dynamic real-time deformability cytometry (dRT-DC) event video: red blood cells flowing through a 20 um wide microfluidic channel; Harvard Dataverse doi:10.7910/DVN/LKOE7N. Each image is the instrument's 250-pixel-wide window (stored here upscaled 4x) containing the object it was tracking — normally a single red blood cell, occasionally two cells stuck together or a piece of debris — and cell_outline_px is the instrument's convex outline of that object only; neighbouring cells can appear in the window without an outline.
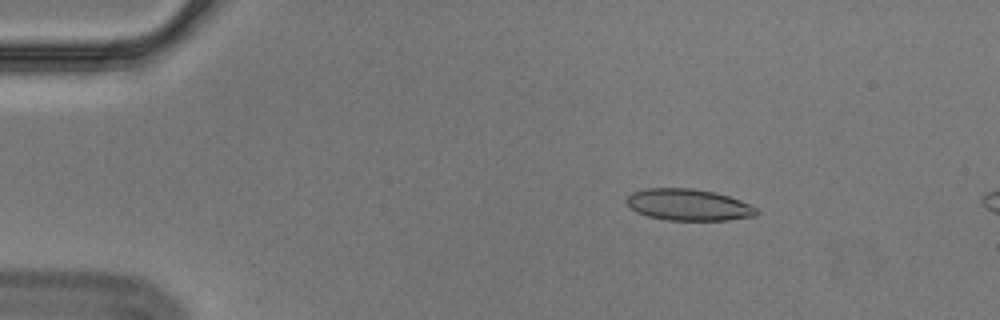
{"species": "Egyptian fruit bat (a non-hibernating species)", "species_latin": "Rousettus aegyptiacus", "temperature_condition": "cold", "stored_images_in_passage": 15, "camera_frame_rate_fps": 3000, "um_per_image_px": 0.085, "animal": {"sex": "male"}, "frame": {"image": 1, "passage_image": 9, "time_ms": 2.667, "image_size_px": [1000, 320], "cell_outline_px": [[760, 212], [756, 216], [728, 220], [664, 220], [648, 216], [636, 212], [624, 200], [632, 192], [644, 188], [692, 188], [716, 192], [740, 200], [756, 208]], "centroid_in_image_um": [58.51, 17.4], "position_along_channel_um": 26.5, "area_um2": 24.04}}